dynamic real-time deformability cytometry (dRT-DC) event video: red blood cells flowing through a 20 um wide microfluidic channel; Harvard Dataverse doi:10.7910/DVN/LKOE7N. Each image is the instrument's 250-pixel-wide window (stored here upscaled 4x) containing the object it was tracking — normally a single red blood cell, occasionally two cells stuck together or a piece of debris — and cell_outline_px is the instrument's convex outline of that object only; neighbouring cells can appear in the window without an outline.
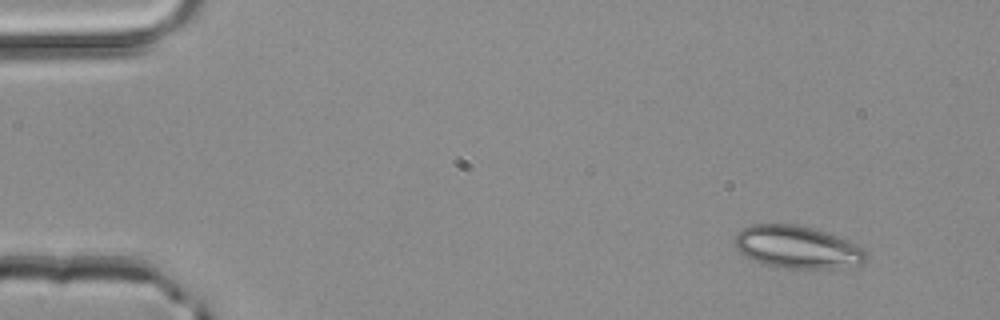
{"species": "common noctule bat (a hibernating species)", "species_latin": "Nyctalus noctula", "temperature_condition": "room temperature", "stored_images_in_passage": 2, "camera_frame_rate_fps": 3000, "um_per_image_px": 0.085, "animal": {"sex": "male", "body_mass_g": 20.4}, "frame": {"image": 1, "passage_image": 1, "time_ms": 0.0, "image_size_px": [1000, 320], "cell_outline_px": [[868, 260], [860, 264], [836, 268], [776, 268], [764, 264], [744, 256], [736, 248], [736, 232], [752, 224], [796, 224], [812, 228], [848, 240], [864, 248], [868, 252]], "centroid_in_image_um": [67.79, 21.01], "position_along_channel_um": 17.2, "area_um2": 32.66}}